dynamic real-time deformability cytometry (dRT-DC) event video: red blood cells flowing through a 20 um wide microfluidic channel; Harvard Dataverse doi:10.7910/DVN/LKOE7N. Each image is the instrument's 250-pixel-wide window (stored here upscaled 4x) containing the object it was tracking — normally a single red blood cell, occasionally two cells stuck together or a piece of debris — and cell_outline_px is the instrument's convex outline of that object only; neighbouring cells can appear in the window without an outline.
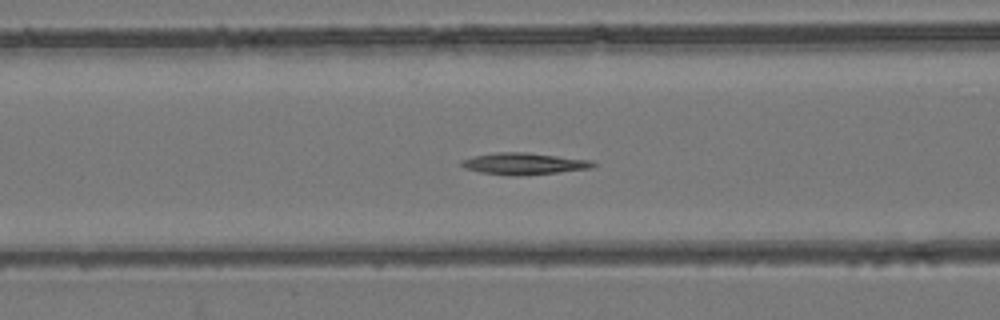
{"species": "common noctule bat (a hibernating species)", "species_latin": "Nyctalus noctula", "temperature_condition": "room temperature", "stored_images_in_passage": 55, "camera_frame_rate_fps": 3000, "um_per_image_px": 0.085, "animal": {"sex": "female", "body_mass_g": 24.6, "forearm_length_mm": 56.2}, "frame": {"image": 1, "passage_image": 23, "time_ms": 7.333, "image_size_px": [1000, 320], "cell_outline_px": [[596, 164], [592, 168], [560, 172], [516, 176], [508, 176], [480, 172], [464, 168], [460, 164], [460, 160], [472, 156], [496, 152], [528, 152], [592, 160]], "centroid_in_image_um": [44.51, 13.91], "position_along_channel_um": 122.1, "area_um2": 16.88}}
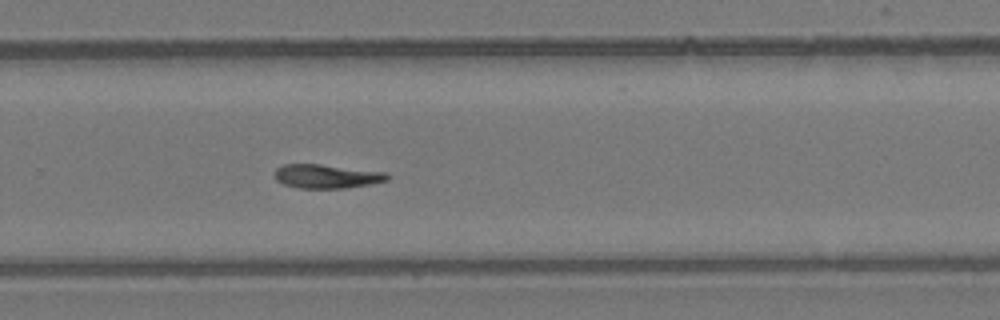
{"frame": {"image": 2, "passage_image": 37, "time_ms": 12.0, "image_size_px": [1000, 320], "cell_outline_px": [[392, 176], [388, 180], [372, 184], [344, 188], [296, 188], [284, 184], [276, 180], [276, 168], [284, 164], [320, 164], [388, 172]], "centroid_in_image_um": [27.83, 14.98], "position_along_channel_um": 302.0, "area_um2": 15.84}}
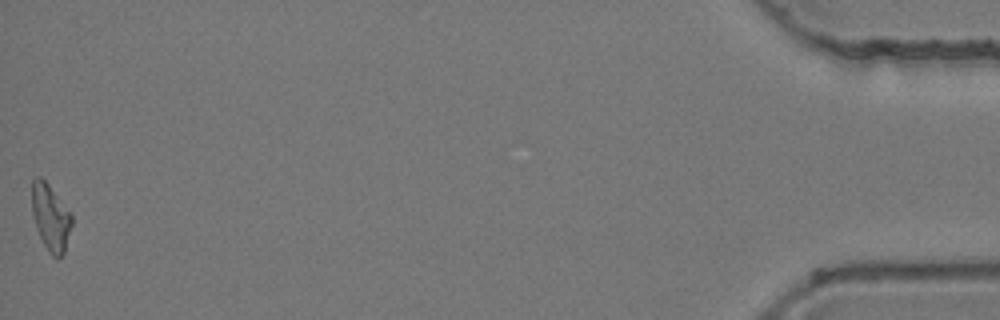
{"frame": {"image": 3, "passage_image": 55, "time_ms": 18.0, "image_size_px": [1000, 320], "cell_outline_px": [[72, 224], [64, 252], [56, 260], [48, 252], [36, 228], [32, 212], [32, 180], [36, 176], [40, 176], [48, 184], [72, 212]], "centroid_in_image_um": [4.31, 18.47], "position_along_channel_um": 430.9, "area_um2": 15.55}}